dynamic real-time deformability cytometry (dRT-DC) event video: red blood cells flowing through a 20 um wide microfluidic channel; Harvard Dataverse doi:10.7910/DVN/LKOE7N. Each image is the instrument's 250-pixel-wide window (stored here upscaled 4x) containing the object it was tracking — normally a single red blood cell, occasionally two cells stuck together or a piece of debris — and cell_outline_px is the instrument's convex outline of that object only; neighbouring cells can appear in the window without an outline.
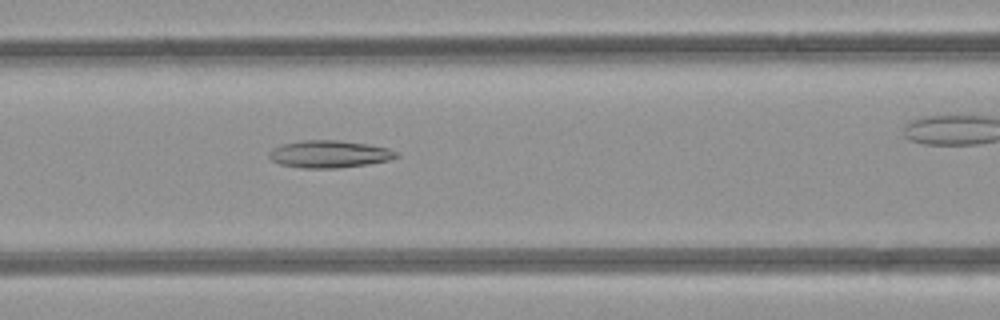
{"species": "common noctule bat (a hibernating species)", "species_latin": "Nyctalus noctula", "temperature_condition": "room temperature", "stored_images_in_passage": 36, "segment_of_instrument_passage": [1, 2], "camera_frame_rate_fps": 3000, "um_per_image_px": 0.085, "animal": {"sex": "female", "body_mass_g": 21.9}, "frame": {"image": 1, "passage_image": 18, "time_ms": 5.667, "image_size_px": [1000, 320], "cell_outline_px": [[400, 156], [388, 160], [368, 164], [336, 168], [304, 168], [280, 164], [272, 160], [268, 156], [268, 152], [272, 148], [284, 144], [300, 140], [340, 140], [368, 144], [388, 148], [400, 152]], "centroid_in_image_um": [28.01, 13.09], "position_along_channel_um": 138.6, "area_um2": 20.35}}
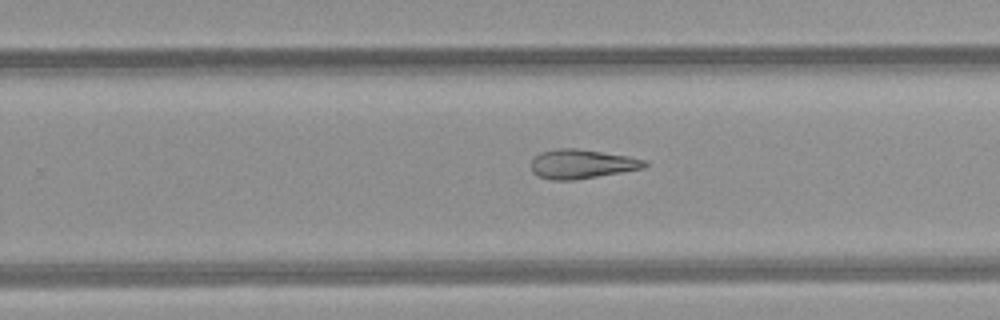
{"frame": {"image": 2, "passage_image": 28, "time_ms": 9.0, "image_size_px": [1000, 320], "cell_outline_px": [[648, 164], [644, 168], [572, 180], [552, 180], [540, 176], [532, 172], [532, 160], [540, 152], [556, 148], [576, 148], [628, 156], [648, 160]], "centroid_in_image_um": [49.46, 13.92], "position_along_channel_um": 280.3, "area_um2": 19.13}}
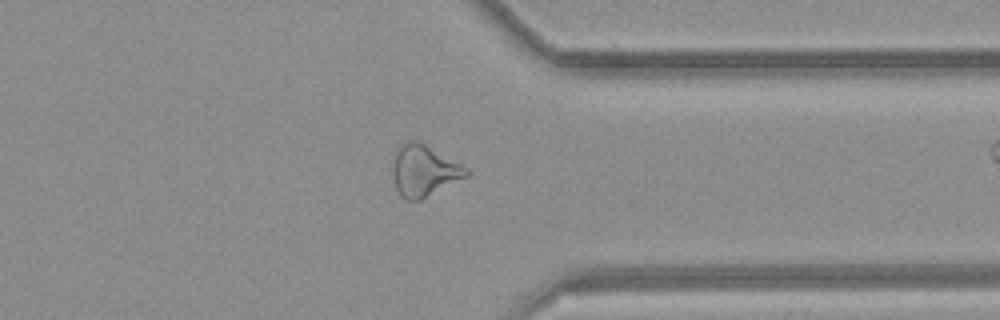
{"frame": {"image": 3, "passage_image": 35, "time_ms": 11.333, "image_size_px": [1000, 320], "cell_outline_px": [[468, 176], [420, 200], [404, 200], [400, 196], [396, 188], [392, 172], [392, 152], [404, 140], [420, 140], [468, 168]], "centroid_in_image_um": [35.98, 14.46], "position_along_channel_um": 375.4, "area_um2": 22.54}}